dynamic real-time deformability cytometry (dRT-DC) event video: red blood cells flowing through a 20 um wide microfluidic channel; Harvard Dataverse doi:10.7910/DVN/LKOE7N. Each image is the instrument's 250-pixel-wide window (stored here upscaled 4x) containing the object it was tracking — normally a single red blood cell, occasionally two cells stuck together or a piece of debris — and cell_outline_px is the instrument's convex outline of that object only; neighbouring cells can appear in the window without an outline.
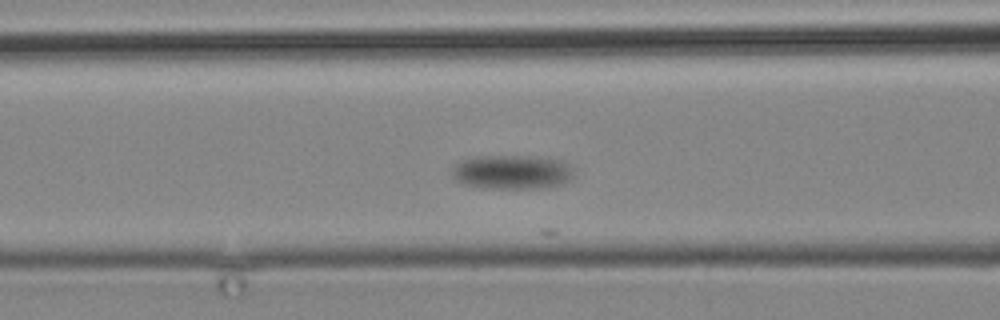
{"species": "common noctule bat (a hibernating species)", "species_latin": "Nyctalus noctula", "temperature_condition": "cold", "stored_images_in_passage": 18, "camera_frame_rate_fps": 3000, "um_per_image_px": 0.085, "animal": {"sex": "male", "body_mass_g": 19.2, "forearm_length_mm": 51.8}, "frame": {"image": 1, "passage_image": 5, "time_ms": 4.667, "image_size_px": [1000, 320], "cell_outline_px": [[572, 176], [568, 180], [560, 184], [544, 188], [488, 188], [464, 184], [456, 180], [452, 176], [452, 168], [456, 164], [472, 156], [532, 156], [564, 160], [568, 164], [572, 172]], "centroid_in_image_um": [43.5, 14.61], "position_along_channel_um": 123.1, "area_um2": 24.16}}
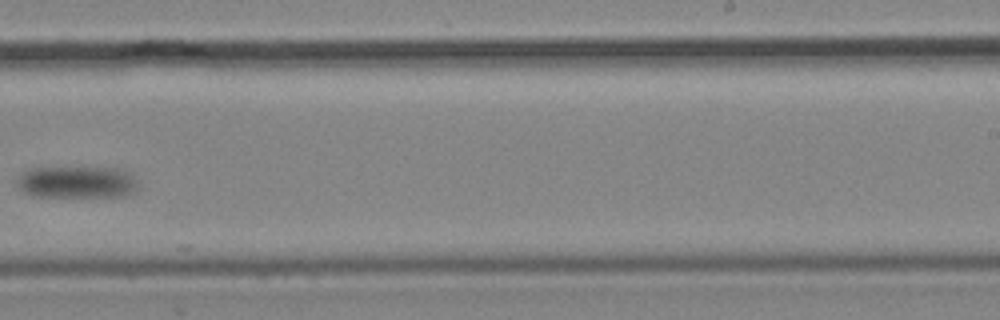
{"frame": {"image": 2, "passage_image": 10, "time_ms": 12.0, "image_size_px": [1000, 320], "cell_outline_px": [[136, 192], [124, 196], [32, 196], [24, 192], [16, 184], [16, 180], [28, 168], [124, 168], [132, 176], [136, 184]], "centroid_in_image_um": [6.53, 15.48], "position_along_channel_um": 282.5, "area_um2": 22.43}}
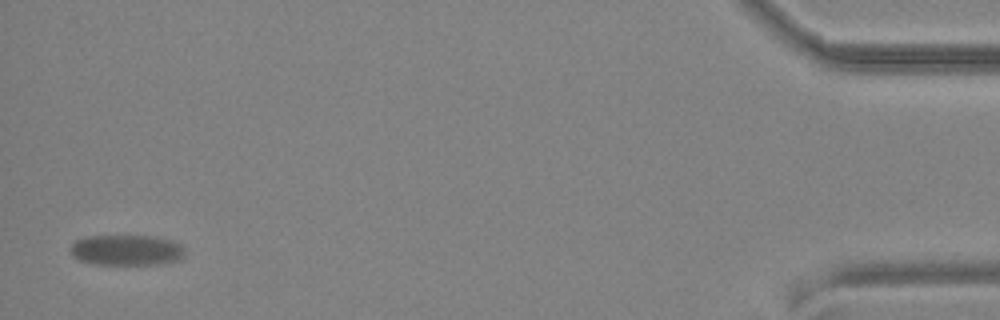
{"frame": {"image": 3, "passage_image": 18, "time_ms": 22.667, "image_size_px": [1000, 320], "cell_outline_px": [[184, 256], [180, 260], [168, 264], [92, 264], [80, 260], [72, 256], [72, 244], [76, 240], [84, 236], [152, 236], [172, 240], [180, 244], [184, 248]], "centroid_in_image_um": [10.8, 21.26], "position_along_channel_um": 424.4, "area_um2": 20.58}}